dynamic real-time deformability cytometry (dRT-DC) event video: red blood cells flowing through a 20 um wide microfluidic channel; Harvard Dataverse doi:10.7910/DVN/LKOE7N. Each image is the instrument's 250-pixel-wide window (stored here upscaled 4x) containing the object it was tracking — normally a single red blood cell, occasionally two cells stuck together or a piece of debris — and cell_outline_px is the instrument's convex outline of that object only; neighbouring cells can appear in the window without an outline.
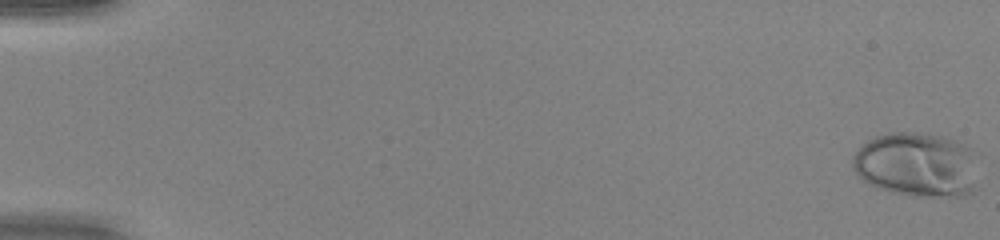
{"species": "human", "species_latin": "Homo sapiens", "temperature_condition": "warm", "stored_images_in_passage": 52, "camera_frame_rate_fps": 3000, "um_per_image_px": 0.085, "donor": {"sex": "female"}, "frame": {"image": 1, "passage_image": 1, "time_ms": 0.0, "image_size_px": [1000, 240], "cell_outline_px": [[980, 156], [972, 192], [964, 196], [916, 196], [892, 192], [876, 188], [860, 180], [852, 168], [852, 156], [868, 140], [876, 136], [888, 132], [924, 132], [948, 136], [980, 152]], "centroid_in_image_um": [77.97, 13.97], "position_along_channel_um": 7.0, "area_um2": 48.61}}
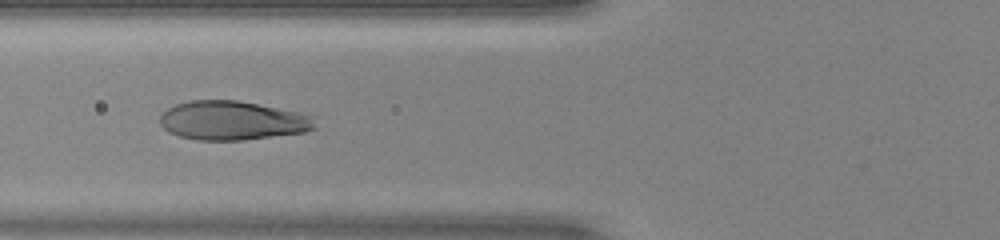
{"frame": {"image": 2, "passage_image": 22, "time_ms": 7.0, "image_size_px": [1000, 240], "cell_outline_px": [[316, 128], [304, 132], [244, 140], [196, 140], [180, 136], [168, 132], [160, 124], [160, 116], [168, 108], [176, 104], [188, 100], [236, 100], [296, 112], [312, 116]], "centroid_in_image_um": [19.71, 10.25], "position_along_channel_um": 106.1, "area_um2": 34.97}}
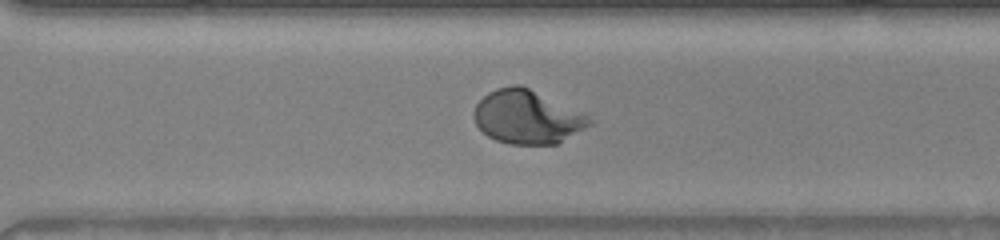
{"frame": {"image": 3, "passage_image": 38, "time_ms": 12.333, "image_size_px": [1000, 240], "cell_outline_px": [[592, 124], [556, 144], [508, 144], [496, 140], [488, 136], [476, 124], [472, 116], [472, 112], [476, 104], [488, 92], [496, 88], [512, 84], [520, 84], [588, 116]], "centroid_in_image_um": [44.74, 9.94], "position_along_channel_um": 325.9, "area_um2": 35.6}, "authors_computed_cell_mechanics": {"area_um2": 36.0672, "velocity_mm_per_s": 4.1217, "shape_relaxation_time_tau1_ms": 4.1874, "shape_relaxation_time_tau2_ms": null, "deformation_change_tau1": 0.2601, "deformation_change_tau2": null}}